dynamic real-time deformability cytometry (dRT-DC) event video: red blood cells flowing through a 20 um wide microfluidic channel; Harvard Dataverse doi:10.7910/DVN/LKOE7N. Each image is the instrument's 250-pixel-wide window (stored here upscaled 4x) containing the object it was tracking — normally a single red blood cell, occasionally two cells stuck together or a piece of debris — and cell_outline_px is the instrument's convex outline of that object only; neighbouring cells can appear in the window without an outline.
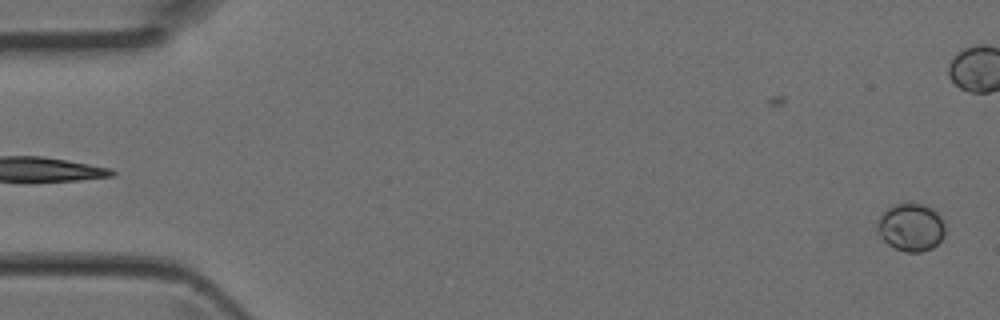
{"species": "Egyptian fruit bat (a non-hibernating species)", "species_latin": "Rousettus aegyptiacus", "temperature_condition": "room temperature", "stored_images_in_passage": 33, "camera_frame_rate_fps": 3000, "um_per_image_px": 0.085, "animal": {"sex": "female"}, "frame": {"image": 1, "passage_image": 1, "time_ms": 0.0, "image_size_px": [1000, 320], "cell_outline_px": [[944, 236], [932, 248], [920, 252], [904, 252], [888, 244], [880, 236], [876, 228], [880, 216], [892, 204], [908, 200], [924, 204], [932, 208], [940, 216], [944, 224]], "centroid_in_image_um": [77.42, 19.27], "position_along_channel_um": 7.6, "area_um2": 19.19}}
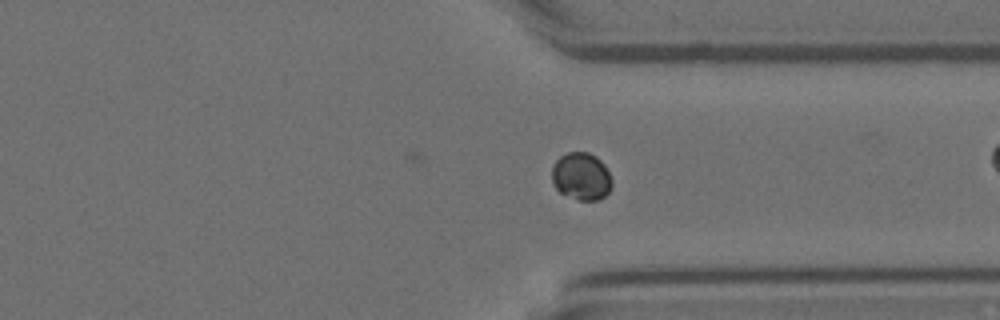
{"frame": {"image": 2, "passage_image": 33, "time_ms": 10.667, "image_size_px": [1000, 320], "cell_outline_px": [[612, 184], [608, 192], [600, 200], [580, 200], [560, 192], [556, 188], [552, 180], [552, 168], [556, 160], [560, 156], [568, 152], [588, 152], [596, 156], [604, 164], [612, 180]], "centroid_in_image_um": [49.41, 14.98], "position_along_channel_um": 362.0, "area_um2": 16.53}}